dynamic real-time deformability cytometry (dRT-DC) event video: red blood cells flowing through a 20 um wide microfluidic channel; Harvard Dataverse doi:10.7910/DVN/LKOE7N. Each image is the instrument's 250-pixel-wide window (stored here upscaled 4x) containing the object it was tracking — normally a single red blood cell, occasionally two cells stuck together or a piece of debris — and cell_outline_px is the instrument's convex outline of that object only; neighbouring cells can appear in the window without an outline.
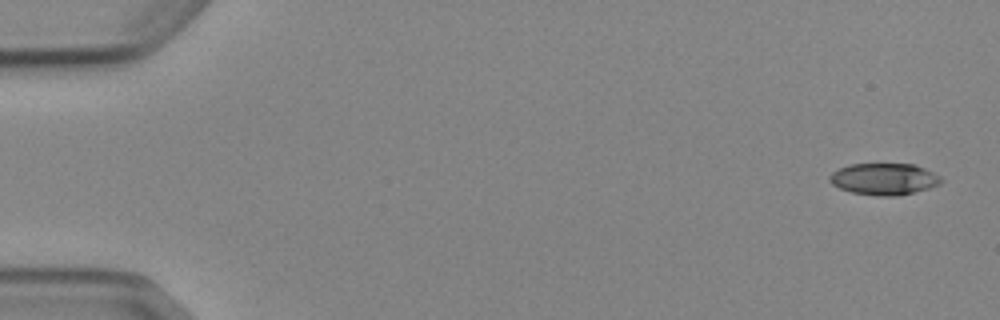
{"species": "Egyptian fruit bat (a non-hibernating species)", "species_latin": "Rousettus aegyptiacus", "temperature_condition": "cold", "stored_images_in_passage": 5, "camera_frame_rate_fps": 3000, "um_per_image_px": 0.085, "animal": {"sex": "female"}, "frame": {"image": 1, "passage_image": 1, "time_ms": 0.0, "image_size_px": [1000, 320], "cell_outline_px": [[940, 184], [928, 188], [900, 196], [876, 196], [852, 192], [840, 188], [832, 184], [828, 180], [828, 176], [832, 172], [840, 168], [852, 164], [916, 164], [940, 176]], "centroid_in_image_um": [75.12, 15.22], "position_along_channel_um": 9.9, "area_um2": 20.52}}
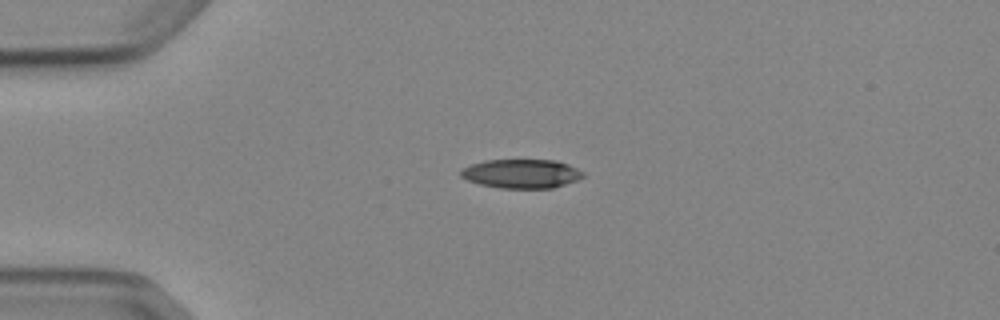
{"frame": {"image": 2, "passage_image": 4, "time_ms": 3.667, "image_size_px": [1000, 320], "cell_outline_px": [[584, 176], [576, 180], [552, 188], [500, 188], [480, 184], [468, 180], [460, 176], [460, 172], [464, 168], [472, 164], [484, 160], [556, 160], [568, 164], [584, 172]], "centroid_in_image_um": [44.33, 14.76], "position_along_channel_um": 40.7, "area_um2": 20.52}}